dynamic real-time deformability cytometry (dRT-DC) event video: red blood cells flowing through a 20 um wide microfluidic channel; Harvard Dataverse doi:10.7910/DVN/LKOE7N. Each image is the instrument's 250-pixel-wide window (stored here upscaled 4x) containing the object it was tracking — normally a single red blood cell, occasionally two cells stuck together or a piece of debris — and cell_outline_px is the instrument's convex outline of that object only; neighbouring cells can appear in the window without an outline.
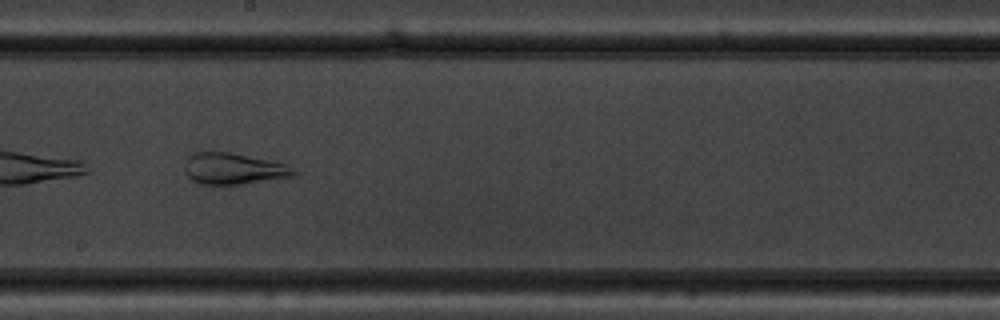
{"species": "common noctule bat (a hibernating species)", "species_latin": "Nyctalus noctula", "temperature_condition": "warm", "stored_images_in_passage": 52, "camera_frame_rate_fps": 3000, "um_per_image_px": 0.085, "animal": {"sex": "male", "body_mass_g": 19.5, "forearm_length_mm": 54.6}, "frame": {"image": 1, "passage_image": 30, "time_ms": 9.667, "image_size_px": [1000, 320], "cell_outline_px": [[296, 172], [292, 176], [240, 184], [200, 184], [192, 180], [184, 172], [184, 160], [192, 152], [228, 152], [276, 160], [284, 164]], "centroid_in_image_um": [19.77, 14.32], "position_along_channel_um": 228.4, "area_um2": 19.94}}